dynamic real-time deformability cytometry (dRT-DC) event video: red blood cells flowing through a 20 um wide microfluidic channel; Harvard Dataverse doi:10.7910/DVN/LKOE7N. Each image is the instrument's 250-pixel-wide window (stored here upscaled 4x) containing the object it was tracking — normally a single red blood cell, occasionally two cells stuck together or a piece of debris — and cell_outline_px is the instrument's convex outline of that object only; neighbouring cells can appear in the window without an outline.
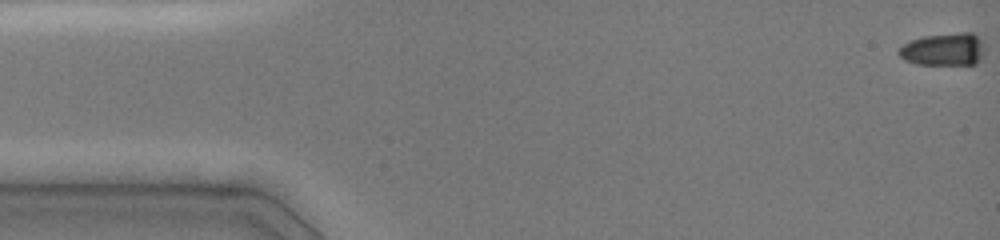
{"species": "common noctule bat (a hibernating species)", "species_latin": "Nyctalus noctula", "temperature_condition": "cold", "stored_images_in_passage": 49, "camera_frame_rate_fps": 3000, "um_per_image_px": 0.085, "animal": {"sex": "female", "body_mass_g": 19.0, "forearm_length_mm": 51.5}, "frame": {"image": 1, "passage_image": 1, "time_ms": 0.0, "image_size_px": [1000, 240], "cell_outline_px": [[984, 52], [980, 60], [976, 64], [916, 64], [904, 60], [896, 52], [904, 44], [912, 40], [924, 36], [960, 32], [972, 32], [984, 40]], "centroid_in_image_um": [80.25, 4.19], "position_along_channel_um": 4.7, "area_um2": 16.53}}
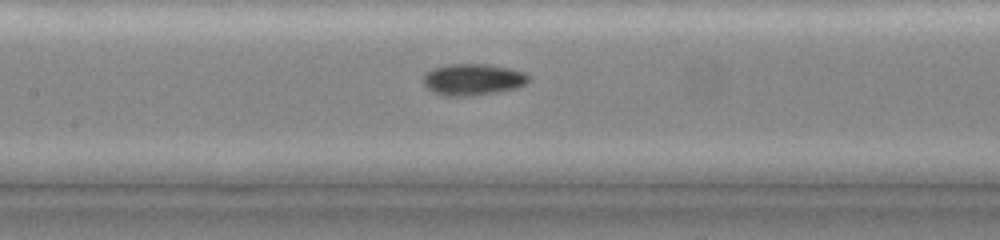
{"frame": {"image": 2, "passage_image": 22, "time_ms": 7.333, "image_size_px": [1000, 240], "cell_outline_px": [[528, 80], [524, 84], [516, 88], [496, 92], [472, 96], [440, 96], [432, 92], [424, 84], [424, 76], [432, 68], [448, 64], [484, 64], [508, 68], [524, 72], [528, 76]], "centroid_in_image_um": [40.15, 6.77], "position_along_channel_um": 167.2, "area_um2": 19.25}}
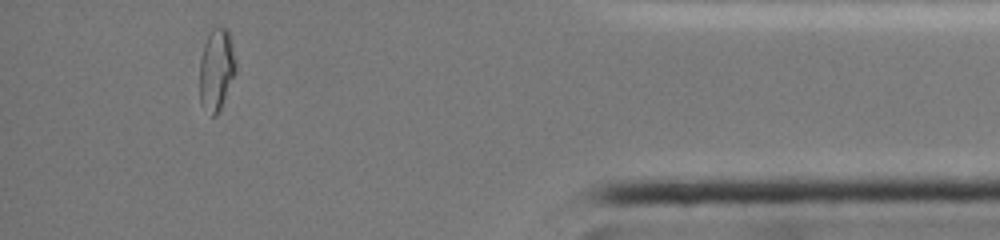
{"frame": {"image": 3, "passage_image": 44, "time_ms": 14.333, "image_size_px": [1000, 240], "cell_outline_px": [[236, 72], [220, 108], [216, 116], [212, 116], [200, 100], [200, 60], [204, 44], [212, 28], [228, 28], [236, 60]], "centroid_in_image_um": [18.41, 5.88], "position_along_channel_um": 416.8, "area_um2": 16.99}, "authors_computed_cell_mechanics": {"area_um2": 17.629, "velocity_mm_per_s": 4.0664, "shape_relaxation_time_tau1_ms": null, "shape_relaxation_time_tau2_ms": 2.2403, "deformation_change_tau1": null, "deformation_change_tau2": 0.0466}}